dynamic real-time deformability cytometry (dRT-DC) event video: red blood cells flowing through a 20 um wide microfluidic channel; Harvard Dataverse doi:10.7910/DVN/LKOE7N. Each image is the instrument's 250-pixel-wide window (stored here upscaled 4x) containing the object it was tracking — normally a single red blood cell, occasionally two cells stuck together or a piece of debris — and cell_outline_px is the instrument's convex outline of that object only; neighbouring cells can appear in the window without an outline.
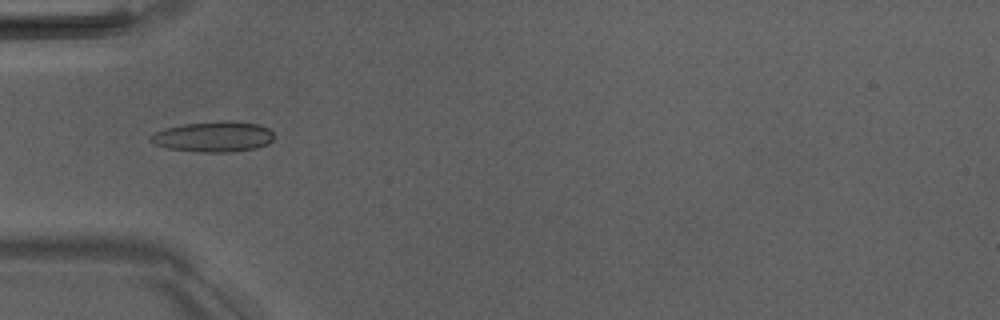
{"species": "Egyptian fruit bat (a non-hibernating species)", "species_latin": "Rousettus aegyptiacus", "temperature_condition": "room temperature", "stored_images_in_passage": 3, "camera_frame_rate_fps": 3000, "um_per_image_px": 0.085, "animal": {"sex": "male"}, "frame": {"image": 1, "passage_image": 3, "time_ms": 2.333, "image_size_px": [1000, 320], "cell_outline_px": [[272, 140], [268, 144], [256, 148], [232, 152], [200, 152], [168, 148], [156, 144], [148, 136], [164, 128], [184, 124], [220, 120], [228, 120], [260, 124], [268, 128], [272, 132]], "centroid_in_image_um": [18.17, 11.6], "position_along_channel_um": 66.8, "area_um2": 21.96}}